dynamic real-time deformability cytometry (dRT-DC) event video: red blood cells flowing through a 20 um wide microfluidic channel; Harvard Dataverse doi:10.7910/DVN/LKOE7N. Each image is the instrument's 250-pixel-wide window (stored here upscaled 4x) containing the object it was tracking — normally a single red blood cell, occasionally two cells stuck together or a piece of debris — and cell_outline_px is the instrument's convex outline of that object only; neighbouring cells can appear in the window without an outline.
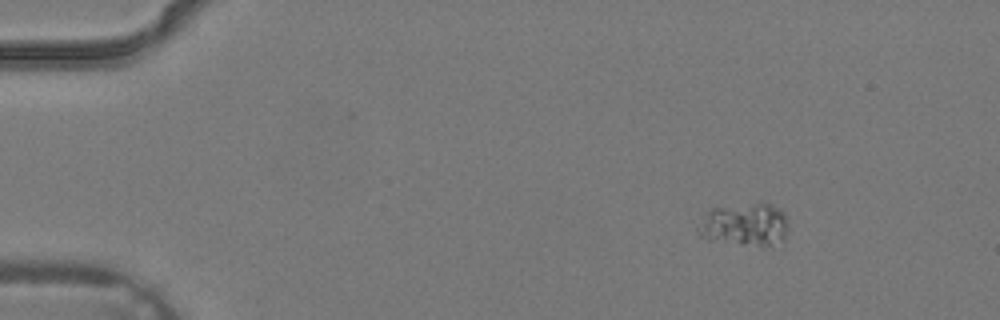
{"species": "common noctule bat (a hibernating species)", "species_latin": "Nyctalus noctula", "temperature_condition": "warm", "stored_images_in_passage": 2, "camera_frame_rate_fps": 3000, "um_per_image_px": 0.085, "animal": {"sex": "male", "body_mass_g": 19.2, "forearm_length_mm": 51.8}, "frame": {"image": 1, "passage_image": 1, "time_ms": 0.0, "image_size_px": [1000, 320], "cell_outline_px": [[788, 228], [784, 240], [772, 248], [764, 248], [708, 240], [700, 236], [696, 232], [696, 228], [708, 212], [712, 208], [760, 200], [772, 204], [780, 208], [784, 212]], "centroid_in_image_um": [63.35, 19.1], "position_along_channel_um": 21.6, "area_um2": 23.76}}